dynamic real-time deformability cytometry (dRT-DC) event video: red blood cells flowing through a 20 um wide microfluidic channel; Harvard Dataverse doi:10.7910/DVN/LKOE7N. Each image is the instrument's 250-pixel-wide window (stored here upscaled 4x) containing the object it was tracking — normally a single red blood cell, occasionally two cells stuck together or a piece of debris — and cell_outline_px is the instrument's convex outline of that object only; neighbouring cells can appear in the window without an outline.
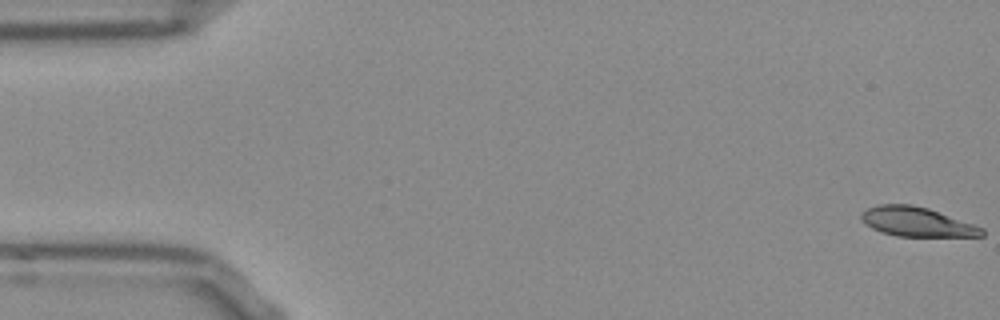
{"species": "Egyptian fruit bat (a non-hibernating species)", "species_latin": "Rousettus aegyptiacus", "temperature_condition": "room temperature", "stored_images_in_passage": 53, "camera_frame_rate_fps": 3000, "um_per_image_px": 0.085, "frame": {"image": 1, "passage_image": 1, "time_ms": 0.0, "image_size_px": [1000, 320], "cell_outline_px": [[984, 236], [896, 236], [880, 232], [864, 224], [860, 220], [860, 212], [876, 204], [912, 204], [928, 208], [984, 228]], "centroid_in_image_um": [77.86, 18.85], "position_along_channel_um": 7.1, "area_um2": 20.75}}
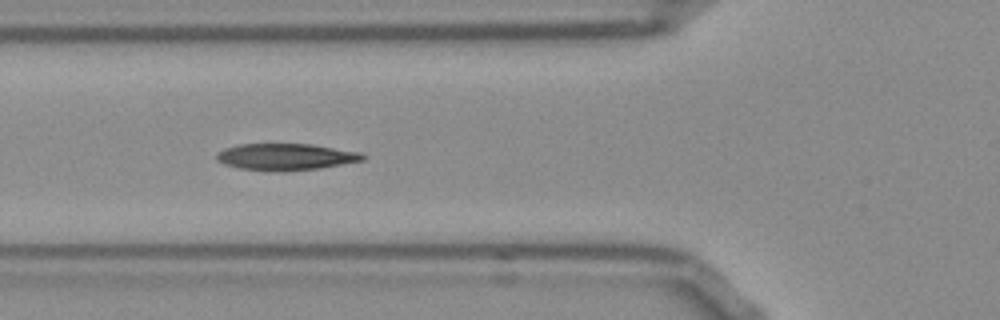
{"frame": {"image": 2, "passage_image": 19, "time_ms": 6.0, "image_size_px": [1000, 320], "cell_outline_px": [[368, 156], [364, 160], [320, 168], [284, 172], [272, 172], [240, 168], [224, 164], [216, 160], [216, 152], [224, 148], [236, 144], [312, 144], [360, 152]], "centroid_in_image_um": [24.27, 13.34], "position_along_channel_um": 101.5, "area_um2": 23.06}}
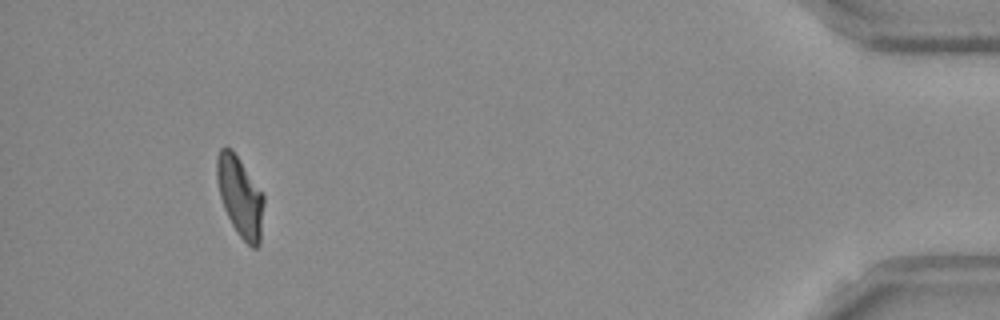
{"frame": {"image": 3, "passage_image": 49, "time_ms": 16.0, "image_size_px": [1000, 320], "cell_outline_px": [[264, 204], [260, 244], [256, 248], [252, 248], [240, 236], [232, 224], [224, 208], [220, 196], [216, 180], [216, 156], [220, 148], [232, 148], [264, 196]], "centroid_in_image_um": [20.4, 16.71], "position_along_channel_um": 414.8, "area_um2": 21.79}, "authors_computed_cell_mechanics": {"area_um2": 22.0796, "velocity_mm_per_s": 3.8526, "shape_relaxation_time_tau1_ms": 6.5599, "shape_relaxation_time_tau2_ms": 2.5373, "deformation_change_tau1": 0.2213, "deformation_change_tau2": 0.097}}